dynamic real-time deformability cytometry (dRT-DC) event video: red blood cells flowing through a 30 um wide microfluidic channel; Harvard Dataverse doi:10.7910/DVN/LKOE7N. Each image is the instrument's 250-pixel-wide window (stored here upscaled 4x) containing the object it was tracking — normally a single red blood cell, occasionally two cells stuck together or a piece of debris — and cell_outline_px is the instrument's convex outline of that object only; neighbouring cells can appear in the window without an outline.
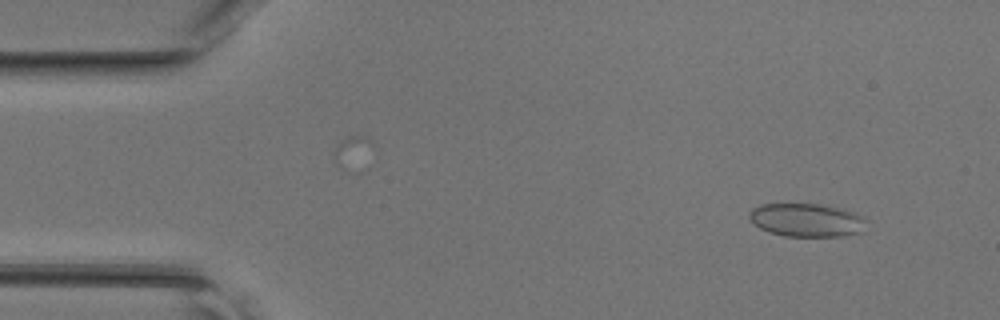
{"species": "common noctule bat (a hibernating species)", "species_latin": "Nyctalus noctula", "temperature_condition": "room temperature", "stored_images_in_passage": 14, "camera_frame_rate_fps": 3000, "um_per_image_px": 0.085, "animal": {"sex": "female", "body_mass_g": 17.0, "forearm_length_mm": 48.0}, "frame": {"image": 1, "passage_image": 4, "time_ms": 1.0, "image_size_px": [1000, 320], "cell_outline_px": [[868, 220], [864, 232], [844, 236], [784, 236], [768, 232], [760, 228], [748, 216], [748, 212], [752, 208], [760, 204], [820, 204], [844, 208], [856, 212], [864, 216]], "centroid_in_image_um": [68.64, 18.7], "position_along_channel_um": 16.4, "area_um2": 23.24}}
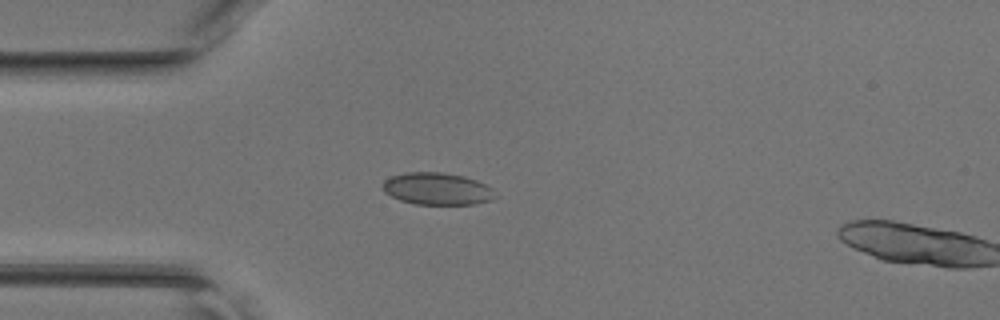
{"frame": {"image": 2, "passage_image": 12, "time_ms": 3.667, "image_size_px": [1000, 320], "cell_outline_px": [[500, 196], [492, 200], [472, 204], [416, 204], [400, 200], [384, 192], [384, 180], [392, 176], [408, 172], [440, 172], [464, 176], [476, 180], [492, 188]], "centroid_in_image_um": [37.21, 16.05], "position_along_channel_um": 47.8, "area_um2": 21.04}}